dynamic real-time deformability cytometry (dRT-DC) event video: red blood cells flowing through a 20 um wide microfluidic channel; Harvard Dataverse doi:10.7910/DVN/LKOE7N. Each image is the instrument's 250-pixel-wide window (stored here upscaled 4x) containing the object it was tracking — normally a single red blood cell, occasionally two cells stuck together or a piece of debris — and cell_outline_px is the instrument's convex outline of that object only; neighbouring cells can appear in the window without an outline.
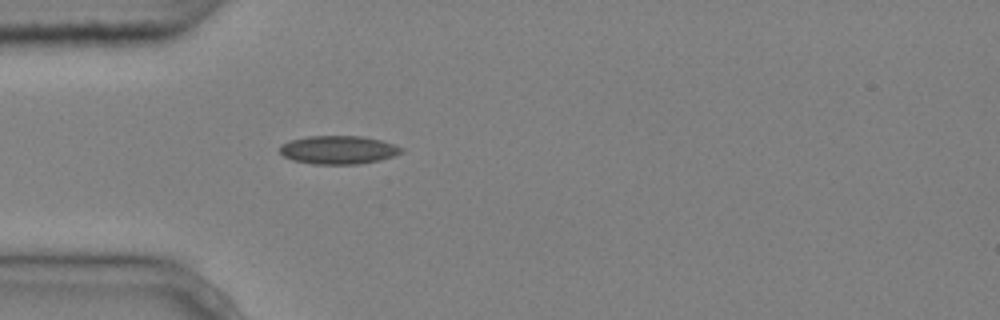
{"species": "common noctule bat (a hibernating species)", "species_latin": "Nyctalus noctula", "temperature_condition": "cold", "stored_images_in_passage": 1, "camera_frame_rate_fps": 3000, "um_per_image_px": 0.085, "animal": {"sex": "male", "body_mass_g": 20.4}, "frame": {"image": 1, "passage_image": 1, "time_ms": 0.0, "image_size_px": [1000, 320], "cell_outline_px": [[404, 152], [380, 160], [360, 164], [312, 164], [292, 160], [284, 156], [280, 152], [280, 144], [288, 140], [308, 136], [360, 136], [380, 140], [404, 148]], "centroid_in_image_um": [28.73, 12.74], "position_along_channel_um": 56.3, "area_um2": 20.17}}